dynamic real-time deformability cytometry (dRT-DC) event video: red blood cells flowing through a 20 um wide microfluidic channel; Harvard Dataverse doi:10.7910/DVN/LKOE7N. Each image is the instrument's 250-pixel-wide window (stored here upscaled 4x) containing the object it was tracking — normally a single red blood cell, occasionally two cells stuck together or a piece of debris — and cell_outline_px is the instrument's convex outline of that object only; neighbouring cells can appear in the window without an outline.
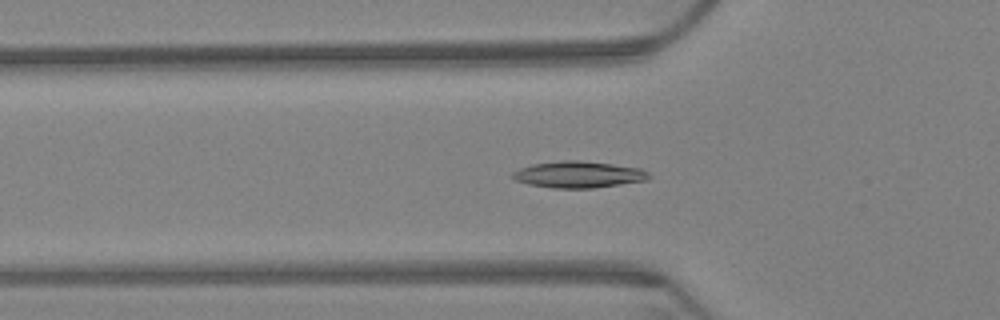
{"species": "Egyptian fruit bat (a non-hibernating species)", "species_latin": "Rousettus aegyptiacus", "temperature_condition": "warm", "stored_images_in_passage": 64, "camera_frame_rate_fps": 3000, "um_per_image_px": 0.085, "animal": {"sex": "female"}, "frame": {"image": 1, "passage_image": 22, "time_ms": 7.0, "image_size_px": [1000, 320], "cell_outline_px": [[652, 176], [648, 180], [592, 188], [552, 188], [528, 184], [516, 180], [512, 176], [512, 172], [520, 168], [532, 164], [560, 160], [580, 160], [612, 164], [640, 168], [648, 172]], "centroid_in_image_um": [49.18, 14.83], "position_along_channel_um": 76.6, "area_um2": 21.1}}
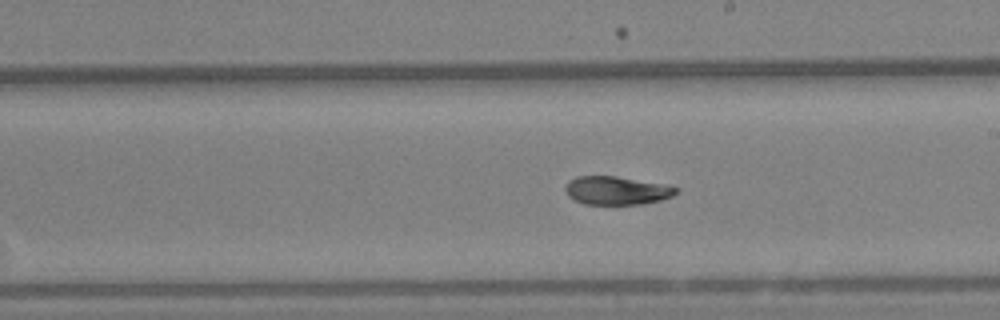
{"frame": {"image": 2, "passage_image": 37, "time_ms": 12.0, "image_size_px": [1000, 320], "cell_outline_px": [[680, 192], [672, 196], [660, 200], [644, 204], [584, 204], [568, 196], [564, 188], [568, 180], [576, 176], [616, 176], [664, 184], [680, 188]], "centroid_in_image_um": [52.43, 16.19], "position_along_channel_um": 236.6, "area_um2": 18.44}}
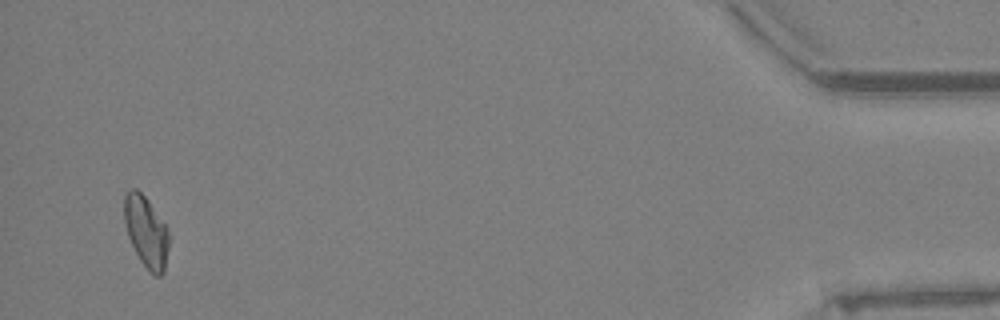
{"frame": {"image": 3, "passage_image": 62, "time_ms": 20.333, "image_size_px": [1000, 320], "cell_outline_px": [[172, 236], [164, 272], [160, 276], [156, 276], [140, 260], [128, 236], [124, 220], [124, 196], [128, 188], [136, 188], [148, 200]], "centroid_in_image_um": [12.45, 19.68], "position_along_channel_um": 422.8, "area_um2": 18.61}, "authors_computed_cell_mechanics": {"area_um2": 19.363, "velocity_mm_per_s": 3.2128, "shape_relaxation_time_tau1_ms": 8.277, "shape_relaxation_time_tau2_ms": 3.8578, "deformation_change_tau1": 0.2011, "deformation_change_tau2": 0.0801}}